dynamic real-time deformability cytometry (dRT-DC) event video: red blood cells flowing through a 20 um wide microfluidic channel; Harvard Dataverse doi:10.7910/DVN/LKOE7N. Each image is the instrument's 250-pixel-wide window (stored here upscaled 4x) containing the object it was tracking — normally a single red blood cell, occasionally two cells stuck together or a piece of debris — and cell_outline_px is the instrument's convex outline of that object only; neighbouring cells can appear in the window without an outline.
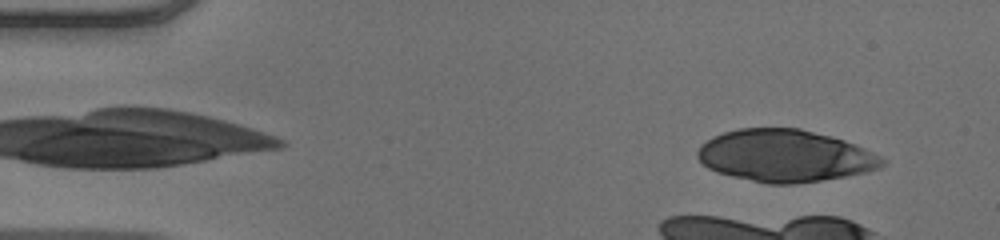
{"species": "human", "species_latin": "Homo sapiens", "temperature_condition": "warm", "stored_images_in_passage": 10, "camera_frame_rate_fps": 3000, "um_per_image_px": 0.085, "donor": {"sex": "male"}, "frame": {"image": 1, "passage_image": 4, "time_ms": 1.0, "image_size_px": [1000, 240], "cell_outline_px": [[884, 164], [880, 168], [864, 172], [844, 176], [820, 180], [792, 184], [768, 184], [732, 176], [716, 172], [708, 168], [696, 156], [696, 152], [700, 144], [712, 136], [724, 132], [740, 128], [800, 128], [832, 136], [856, 144], [880, 156], [884, 160]], "centroid_in_image_um": [66.69, 13.23], "position_along_channel_um": 18.3, "area_um2": 56.07}}